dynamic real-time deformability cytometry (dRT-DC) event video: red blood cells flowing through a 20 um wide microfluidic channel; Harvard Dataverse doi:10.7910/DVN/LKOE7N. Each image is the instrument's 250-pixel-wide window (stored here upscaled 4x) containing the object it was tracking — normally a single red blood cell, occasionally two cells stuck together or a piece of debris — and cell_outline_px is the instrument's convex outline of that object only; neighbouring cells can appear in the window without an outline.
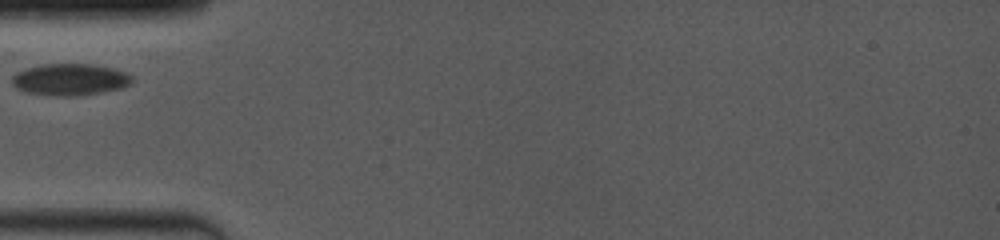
{"species": "common noctule bat (a hibernating species)", "species_latin": "Nyctalus noctula", "temperature_condition": "room temperature", "stored_images_in_passage": 17, "camera_frame_rate_fps": 4000, "um_per_image_px": 0.085, "animal": {"sex": "female", "body_mass_g": 19.0, "forearm_length_mm": 53.3}, "frame": {"image": 1, "passage_image": 1, "time_ms": 0.0, "image_size_px": [1000, 240], "cell_outline_px": [[132, 84], [124, 88], [80, 96], [44, 96], [24, 92], [16, 88], [12, 84], [12, 76], [16, 72], [24, 68], [40, 64], [92, 64], [112, 68], [124, 72], [132, 76]], "centroid_in_image_um": [5.92, 6.77], "position_along_channel_um": 79.1, "area_um2": 22.72}}